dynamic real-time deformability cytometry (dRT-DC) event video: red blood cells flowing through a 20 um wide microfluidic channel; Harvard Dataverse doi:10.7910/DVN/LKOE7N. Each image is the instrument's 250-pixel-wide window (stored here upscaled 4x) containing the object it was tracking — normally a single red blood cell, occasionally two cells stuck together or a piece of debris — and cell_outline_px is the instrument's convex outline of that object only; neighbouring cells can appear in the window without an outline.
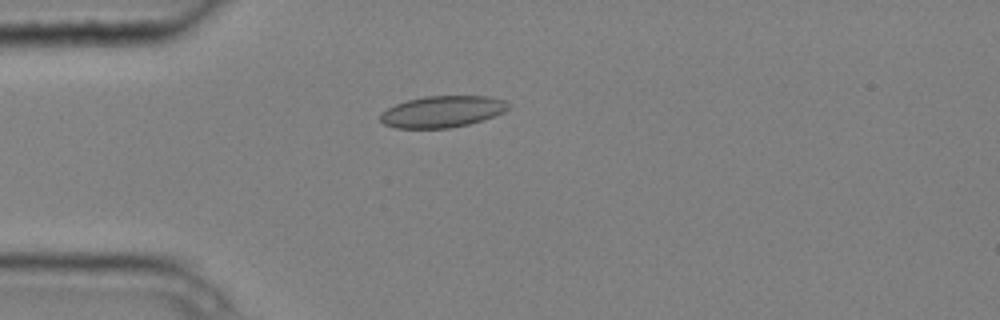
{"species": "common noctule bat (a hibernating species)", "species_latin": "Nyctalus noctula", "temperature_condition": "cold", "stored_images_in_passage": 4, "camera_frame_rate_fps": 3000, "um_per_image_px": 0.085, "animal": {"sex": "male", "body_mass_g": 20.4}, "frame": {"image": 1, "passage_image": 3, "time_ms": 0.667, "image_size_px": [1000, 320], "cell_outline_px": [[512, 104], [504, 112], [484, 120], [468, 124], [448, 128], [396, 128], [384, 124], [380, 120], [380, 112], [396, 104], [408, 100], [424, 96], [488, 96], [504, 100]], "centroid_in_image_um": [37.61, 9.48], "position_along_channel_um": 47.4, "area_um2": 23.58}}